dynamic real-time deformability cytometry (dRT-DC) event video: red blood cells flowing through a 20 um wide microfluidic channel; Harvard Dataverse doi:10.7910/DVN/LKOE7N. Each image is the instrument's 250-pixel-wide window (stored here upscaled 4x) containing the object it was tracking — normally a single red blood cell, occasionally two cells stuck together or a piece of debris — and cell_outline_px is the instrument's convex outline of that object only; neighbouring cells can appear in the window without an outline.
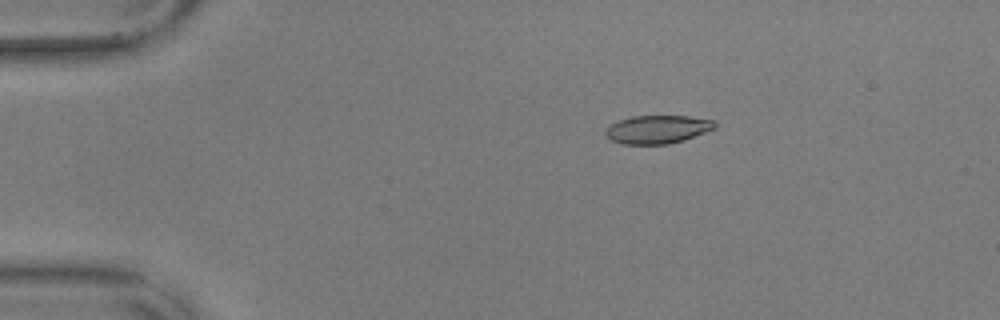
{"species": "common noctule bat (a hibernating species)", "species_latin": "Nyctalus noctula", "temperature_condition": "warm", "stored_images_in_passage": 34, "camera_frame_rate_fps": 3000, "um_per_image_px": 0.085, "animal": {"sex": "male", "body_mass_g": 17.9, "forearm_length_mm": 54.2}, "frame": {"image": 1, "passage_image": 5, "time_ms": 1.333, "image_size_px": [1000, 320], "cell_outline_px": [[716, 128], [684, 140], [668, 144], [624, 144], [612, 140], [604, 132], [608, 124], [632, 116], [688, 116], [716, 120]], "centroid_in_image_um": [55.9, 10.99], "position_along_channel_um": 29.1, "area_um2": 18.03}}
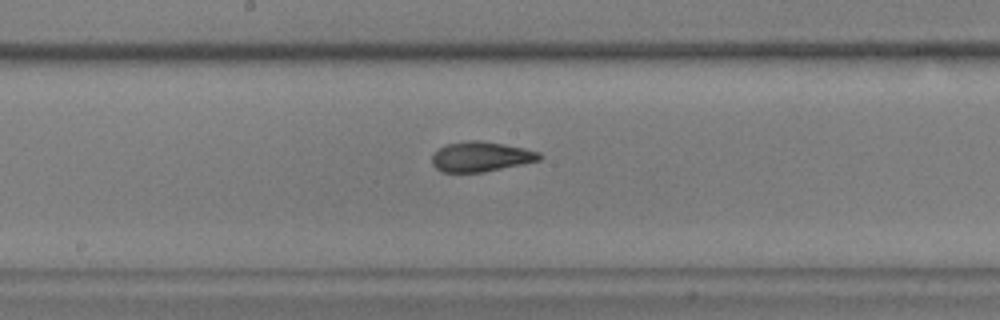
{"frame": {"image": 2, "passage_image": 25, "time_ms": 8.0, "image_size_px": [1000, 320], "cell_outline_px": [[544, 156], [540, 160], [484, 172], [440, 172], [432, 164], [432, 156], [444, 144], [468, 140], [480, 140], [504, 144], [524, 148], [540, 152]], "centroid_in_image_um": [40.88, 13.31], "position_along_channel_um": 207.3, "area_um2": 18.84}}
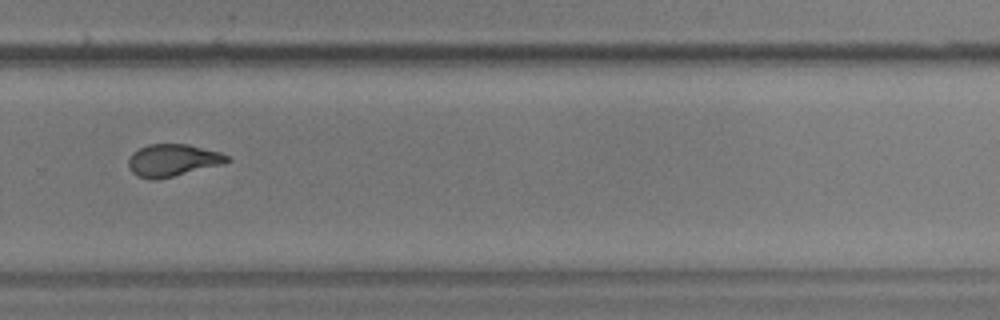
{"frame": {"image": 3, "passage_image": 34, "time_ms": 11.0, "image_size_px": [1000, 320], "cell_outline_px": [[232, 160], [224, 164], [156, 180], [152, 180], [136, 176], [128, 168], [128, 156], [132, 152], [148, 144], [188, 144], [220, 152], [228, 156]], "centroid_in_image_um": [14.66, 13.62], "position_along_channel_um": 315.1, "area_um2": 18.73}}